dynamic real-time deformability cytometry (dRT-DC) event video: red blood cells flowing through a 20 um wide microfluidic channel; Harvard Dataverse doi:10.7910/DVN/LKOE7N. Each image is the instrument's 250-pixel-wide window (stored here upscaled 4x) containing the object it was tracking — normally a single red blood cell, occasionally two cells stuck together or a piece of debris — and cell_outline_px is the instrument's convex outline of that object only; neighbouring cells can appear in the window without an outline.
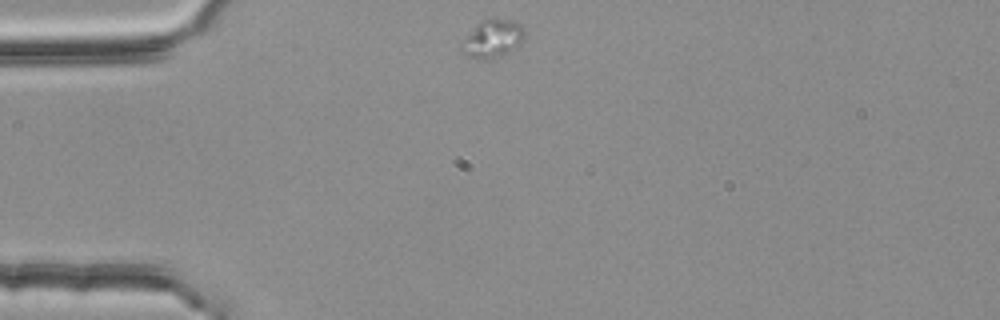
{"species": "common noctule bat (a hibernating species)", "species_latin": "Nyctalus noctula", "temperature_condition": "room temperature", "stored_images_in_passage": 15, "camera_frame_rate_fps": 3000, "um_per_image_px": 0.085, "animal": {"sex": "female", "body_mass_g": 25.1}, "frame": {"image": 1, "passage_image": 1, "time_ms": 0.0, "image_size_px": [1000, 320], "cell_outline_px": [[524, 36], [520, 44], [516, 48], [508, 52], [484, 60], [468, 56], [460, 48], [460, 40], [480, 20], [512, 20], [520, 24], [524, 32]], "centroid_in_image_um": [41.81, 3.29], "position_along_channel_um": 43.2, "area_um2": 13.76}}